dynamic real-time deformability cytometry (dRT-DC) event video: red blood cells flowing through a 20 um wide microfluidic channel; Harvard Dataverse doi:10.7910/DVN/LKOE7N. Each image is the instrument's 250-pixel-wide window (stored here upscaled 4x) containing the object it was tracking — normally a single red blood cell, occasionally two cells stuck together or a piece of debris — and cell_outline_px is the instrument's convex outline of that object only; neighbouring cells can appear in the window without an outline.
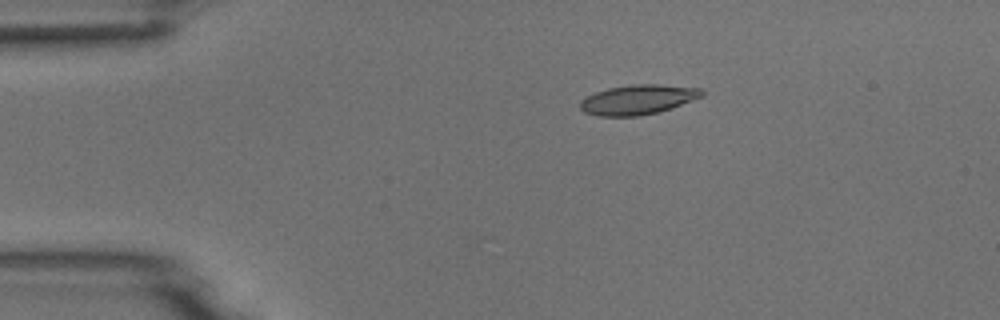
{"species": "common noctule bat (a hibernating species)", "species_latin": "Nyctalus noctula", "temperature_condition": "room temperature", "stored_images_in_passage": 6, "camera_frame_rate_fps": 3000, "um_per_image_px": 0.085, "animal": {"sex": "male", "body_mass_g": 18.8}, "frame": {"image": 1, "passage_image": 3, "time_ms": 2.333, "image_size_px": [1000, 320], "cell_outline_px": [[704, 96], [672, 108], [660, 112], [640, 116], [600, 116], [584, 112], [580, 108], [580, 100], [596, 92], [608, 88], [628, 84], [660, 84], [700, 88], [704, 92]], "centroid_in_image_um": [54.25, 8.46], "position_along_channel_um": 30.8, "area_um2": 21.27}}
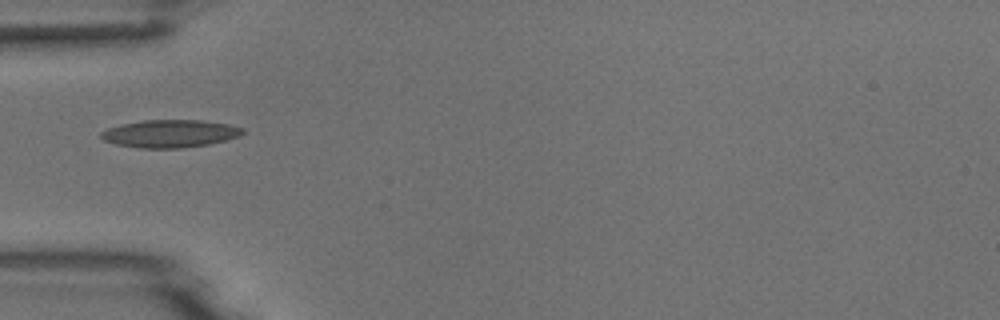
{"frame": {"image": 2, "passage_image": 5, "time_ms": 4.667, "image_size_px": [1000, 320], "cell_outline_px": [[244, 132], [240, 136], [208, 144], [180, 148], [136, 148], [116, 144], [104, 140], [100, 136], [100, 132], [108, 128], [120, 124], [144, 120], [200, 120], [228, 124], [244, 128]], "centroid_in_image_um": [14.43, 11.35], "position_along_channel_um": 70.6, "area_um2": 22.83}}